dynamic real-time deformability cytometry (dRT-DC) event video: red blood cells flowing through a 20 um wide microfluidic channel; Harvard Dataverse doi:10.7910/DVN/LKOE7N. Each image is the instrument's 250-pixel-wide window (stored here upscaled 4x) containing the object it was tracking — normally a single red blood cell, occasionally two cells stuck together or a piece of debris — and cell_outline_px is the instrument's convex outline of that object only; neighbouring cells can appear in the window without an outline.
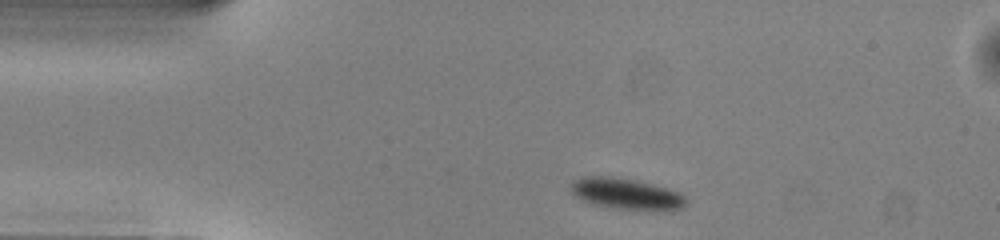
{"species": "common noctule bat (a hibernating species)", "species_latin": "Nyctalus noctula", "temperature_condition": "warm", "stored_images_in_passage": 42, "camera_frame_rate_fps": 3000, "um_per_image_px": 0.085, "animal": {"sex": "male", "body_mass_g": 13.0, "forearm_length_mm": 53.1}, "frame": {"image": 1, "passage_image": 1, "time_ms": 0.0, "image_size_px": [1000, 240], "cell_outline_px": [[688, 204], [680, 208], [612, 208], [592, 204], [576, 196], [568, 188], [572, 180], [580, 176], [612, 176], [636, 180], [668, 188], [680, 192], [688, 200]], "centroid_in_image_um": [53.15, 16.42], "position_along_channel_um": 31.8, "area_um2": 20.58}}
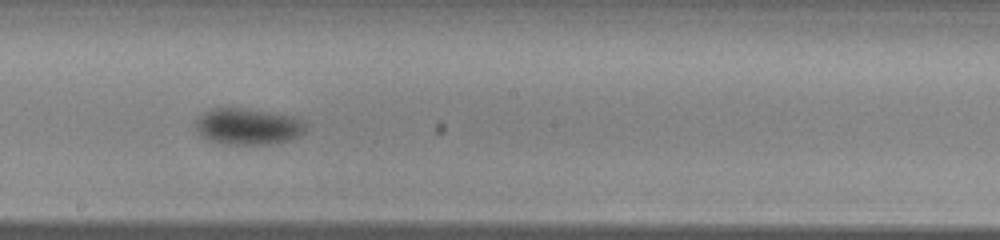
{"frame": {"image": 2, "passage_image": 19, "time_ms": 6.0, "image_size_px": [1000, 240], "cell_outline_px": [[308, 124], [304, 132], [280, 144], [220, 144], [208, 140], [200, 136], [196, 132], [196, 120], [204, 112], [212, 108], [244, 108], [292, 116], [304, 120]], "centroid_in_image_um": [21.07, 10.76], "position_along_channel_um": 227.1, "area_um2": 23.58}}
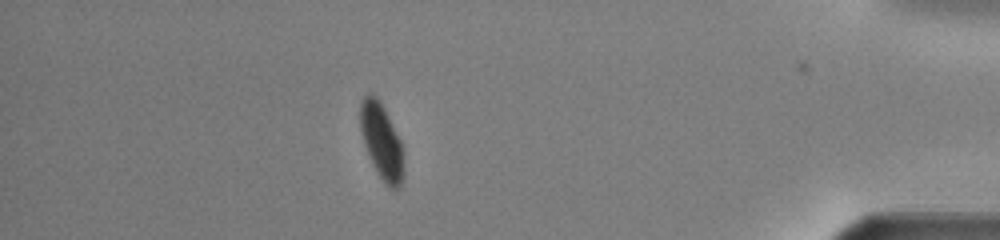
{"frame": {"image": 3, "passage_image": 36, "time_ms": 11.667, "image_size_px": [1000, 240], "cell_outline_px": [[404, 176], [400, 188], [392, 188], [384, 184], [372, 164], [364, 144], [360, 128], [360, 100], [368, 92], [372, 92], [380, 100], [404, 148]], "centroid_in_image_um": [32.45, 12.02], "position_along_channel_um": 402.8, "area_um2": 19.54}, "authors_computed_cell_mechanics": {"area_um2": 22.1663, "velocity_mm_per_s": 3.9895, "shape_relaxation_time_tau1_ms": 2.8019, "shape_relaxation_time_tau2_ms": null, "deformation_change_tau1": 0.0826, "deformation_change_tau2": null}}